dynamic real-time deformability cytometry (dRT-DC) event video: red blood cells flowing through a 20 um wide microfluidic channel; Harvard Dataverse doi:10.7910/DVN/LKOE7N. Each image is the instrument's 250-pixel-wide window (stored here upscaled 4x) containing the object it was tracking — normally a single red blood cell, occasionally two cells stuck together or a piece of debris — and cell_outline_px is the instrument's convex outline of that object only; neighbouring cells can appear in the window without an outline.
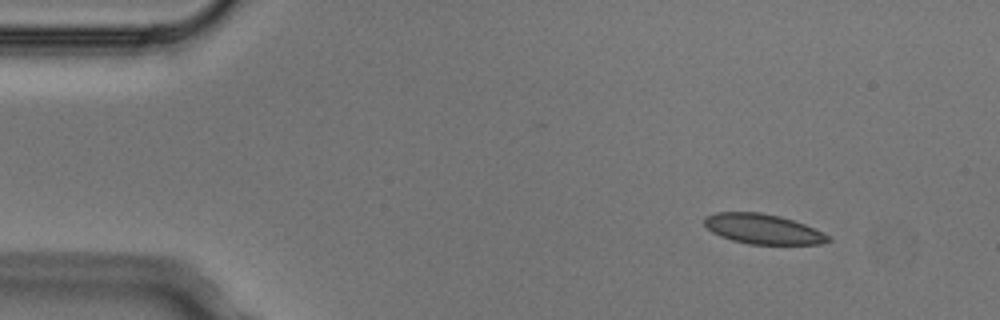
{"species": "Egyptian fruit bat (a non-hibernating species)", "species_latin": "Rousettus aegyptiacus", "temperature_condition": "cold", "stored_images_in_passage": 4, "camera_frame_rate_fps": 3000, "um_per_image_px": 0.085, "animal": {"sex": "male"}, "frame": {"image": 1, "passage_image": 1, "time_ms": 0.0, "image_size_px": [1000, 320], "cell_outline_px": [[832, 240], [820, 244], [748, 244], [732, 240], [720, 236], [712, 232], [704, 224], [704, 216], [716, 212], [760, 212], [780, 216], [804, 224], [832, 236]], "centroid_in_image_um": [64.85, 19.46], "position_along_channel_um": 20.2, "area_um2": 21.68}}
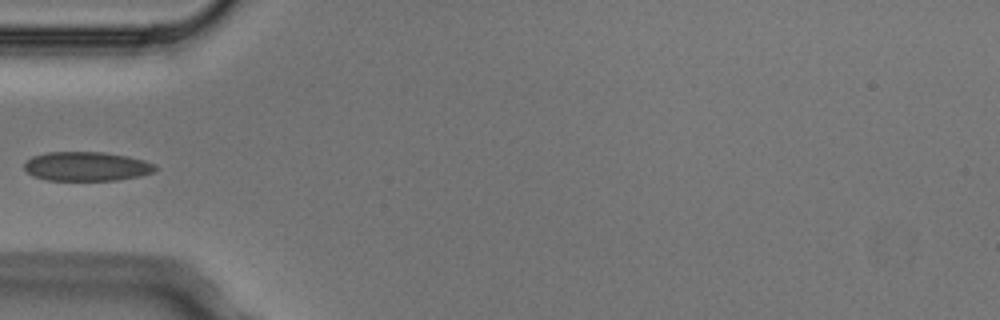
{"frame": {"image": 2, "passage_image": 4, "time_ms": 1.0, "image_size_px": [1000, 320], "cell_outline_px": [[160, 168], [152, 172], [140, 176], [116, 180], [48, 180], [32, 176], [24, 168], [24, 164], [32, 156], [48, 152], [104, 152], [128, 156], [144, 160], [156, 164]], "centroid_in_image_um": [7.39, 14.14], "position_along_channel_um": 77.6, "area_um2": 22.37}}